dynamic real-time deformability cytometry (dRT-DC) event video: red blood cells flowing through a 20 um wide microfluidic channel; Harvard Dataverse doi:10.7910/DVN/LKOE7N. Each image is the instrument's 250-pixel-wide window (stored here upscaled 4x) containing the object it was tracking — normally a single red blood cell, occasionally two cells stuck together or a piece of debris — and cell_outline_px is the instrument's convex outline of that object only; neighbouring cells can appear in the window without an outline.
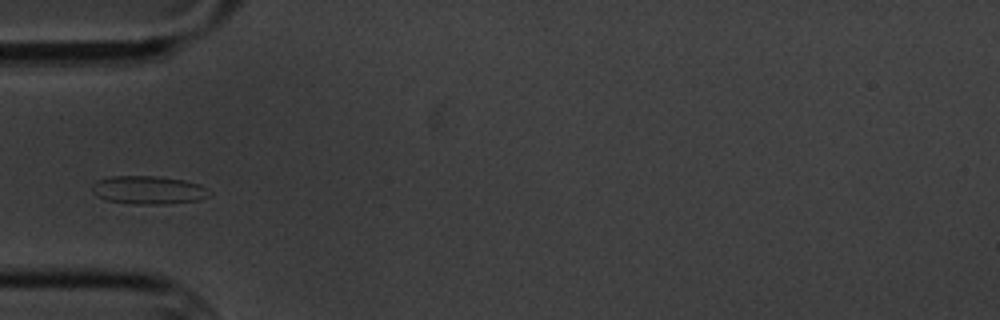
{"species": "common noctule bat (a hibernating species)", "species_latin": "Nyctalus noctula", "temperature_condition": "cold", "stored_images_in_passage": 9, "camera_frame_rate_fps": 3000, "um_per_image_px": 0.085, "animal": {"sex": "male", "body_mass_g": 20.1, "forearm_length_mm": 53.5}, "frame": {"image": 1, "passage_image": 4, "time_ms": 3.667, "image_size_px": [1000, 320], "cell_outline_px": [[212, 192], [208, 196], [200, 200], [164, 204], [132, 204], [108, 200], [96, 196], [92, 192], [92, 184], [96, 180], [112, 176], [156, 176], [184, 180], [200, 184]], "centroid_in_image_um": [12.61, 16.15], "position_along_channel_um": 72.4, "area_um2": 19.42}}
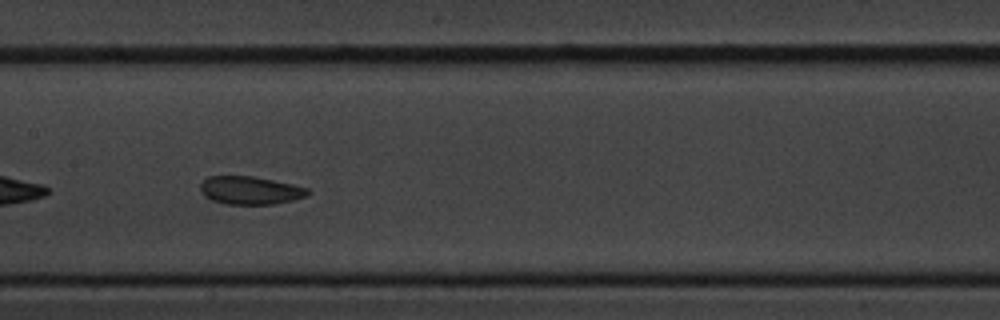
{"frame": {"image": 2, "passage_image": 7, "time_ms": 7.0, "image_size_px": [1000, 320], "cell_outline_px": [[312, 192], [308, 196], [276, 204], [224, 204], [212, 200], [204, 196], [200, 192], [200, 184], [208, 176], [252, 176], [292, 184], [308, 188]], "centroid_in_image_um": [21.27, 16.18], "position_along_channel_um": 186.1, "area_um2": 17.69}}
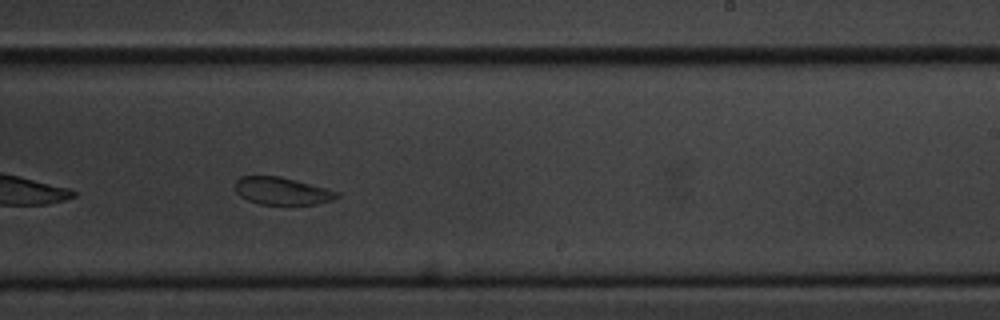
{"frame": {"image": 3, "passage_image": 9, "time_ms": 9.333, "image_size_px": [1000, 320], "cell_outline_px": [[340, 196], [332, 200], [316, 204], [260, 204], [248, 200], [240, 196], [236, 192], [236, 180], [240, 176], [280, 176], [340, 192]], "centroid_in_image_um": [23.97, 16.23], "position_along_channel_um": 265.0, "area_um2": 16.13}}